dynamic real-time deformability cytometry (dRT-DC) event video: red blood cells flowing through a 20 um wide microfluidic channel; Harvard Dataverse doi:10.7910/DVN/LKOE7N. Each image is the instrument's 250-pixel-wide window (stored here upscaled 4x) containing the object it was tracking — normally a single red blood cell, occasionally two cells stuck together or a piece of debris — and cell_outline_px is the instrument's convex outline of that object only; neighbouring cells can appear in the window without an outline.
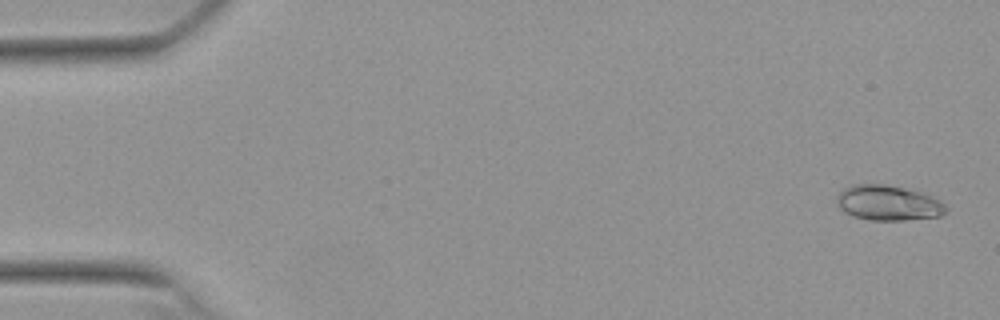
{"species": "Egyptian fruit bat (a non-hibernating species)", "species_latin": "Rousettus aegyptiacus", "temperature_condition": "warm", "stored_images_in_passage": 53, "camera_frame_rate_fps": 3000, "um_per_image_px": 0.085, "animal": {"sex": "female"}, "frame": {"image": 1, "passage_image": 2, "time_ms": 0.333, "image_size_px": [1000, 320], "cell_outline_px": [[948, 208], [940, 216], [904, 220], [868, 220], [844, 212], [840, 208], [836, 200], [836, 196], [844, 188], [852, 184], [884, 184], [924, 192], [940, 200]], "centroid_in_image_um": [75.5, 17.24], "position_along_channel_um": 9.5, "area_um2": 22.43}}
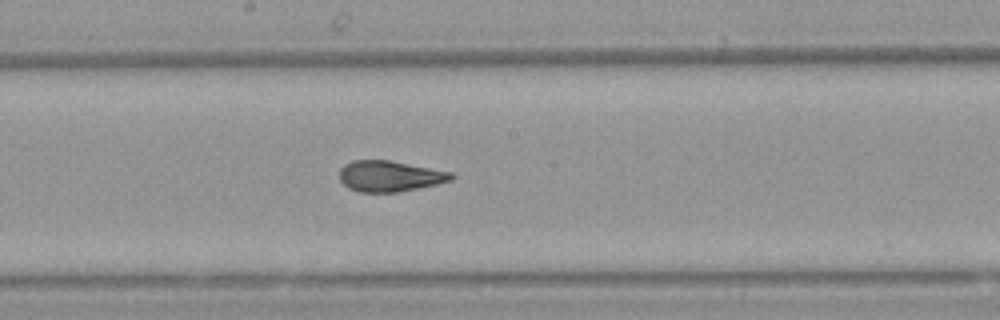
{"frame": {"image": 2, "passage_image": 29, "time_ms": 9.333, "image_size_px": [1000, 320], "cell_outline_px": [[456, 176], [452, 180], [436, 184], [396, 192], [360, 192], [348, 188], [340, 180], [340, 168], [344, 164], [352, 160], [388, 160], [452, 172]], "centroid_in_image_um": [33.11, 14.97], "position_along_channel_um": 215.1, "area_um2": 20.0}}
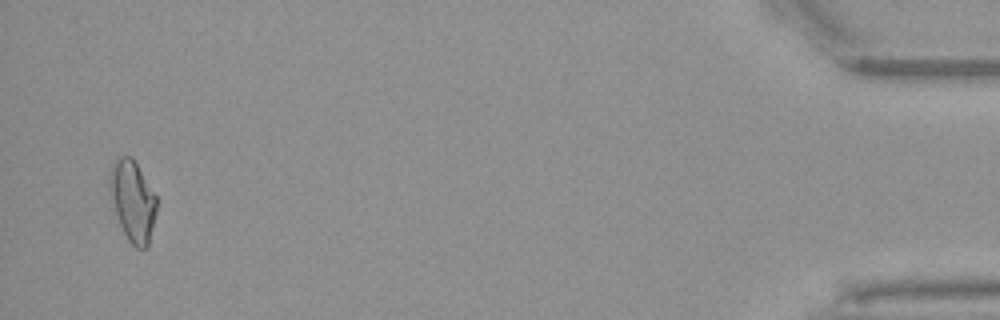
{"frame": {"image": 3, "passage_image": 52, "time_ms": 17.0, "image_size_px": [1000, 320], "cell_outline_px": [[156, 212], [148, 248], [136, 248], [128, 240], [120, 224], [108, 192], [108, 176], [116, 160], [120, 156], [132, 156], [156, 196]], "centroid_in_image_um": [11.26, 17.08], "position_along_channel_um": 423.9, "area_um2": 22.02}}